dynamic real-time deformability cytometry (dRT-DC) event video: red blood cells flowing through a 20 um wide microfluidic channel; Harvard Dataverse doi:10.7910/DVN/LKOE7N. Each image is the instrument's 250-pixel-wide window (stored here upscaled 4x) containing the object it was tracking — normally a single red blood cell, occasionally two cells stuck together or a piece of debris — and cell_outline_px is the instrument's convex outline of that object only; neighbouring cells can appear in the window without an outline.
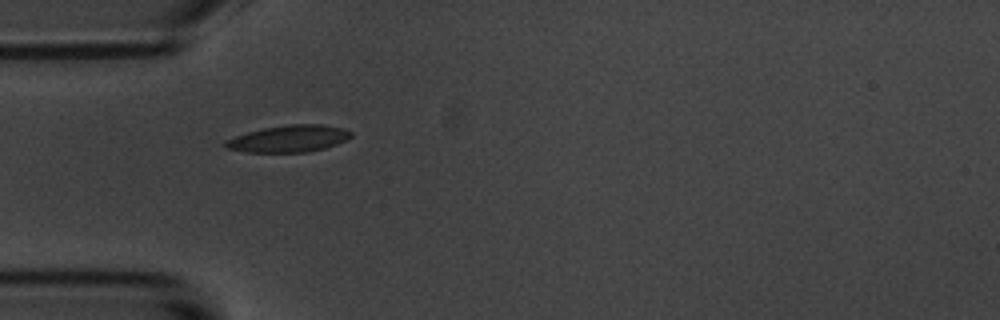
{"species": "common noctule bat (a hibernating species)", "species_latin": "Nyctalus noctula", "temperature_condition": "room temperature", "stored_images_in_passage": 2, "camera_frame_rate_fps": 3000, "um_per_image_px": 0.085, "animal": {"sex": "male", "body_mass_g": 20.1, "forearm_length_mm": 53.5}, "frame": {"image": 1, "passage_image": 1, "time_ms": 0.0, "image_size_px": [1000, 320], "cell_outline_px": [[352, 136], [348, 140], [324, 148], [304, 152], [248, 152], [224, 148], [220, 144], [224, 140], [248, 132], [264, 128], [288, 124], [320, 124], [344, 128], [352, 132]], "centroid_in_image_um": [24.53, 11.78], "position_along_channel_um": 60.5, "area_um2": 19.77}}